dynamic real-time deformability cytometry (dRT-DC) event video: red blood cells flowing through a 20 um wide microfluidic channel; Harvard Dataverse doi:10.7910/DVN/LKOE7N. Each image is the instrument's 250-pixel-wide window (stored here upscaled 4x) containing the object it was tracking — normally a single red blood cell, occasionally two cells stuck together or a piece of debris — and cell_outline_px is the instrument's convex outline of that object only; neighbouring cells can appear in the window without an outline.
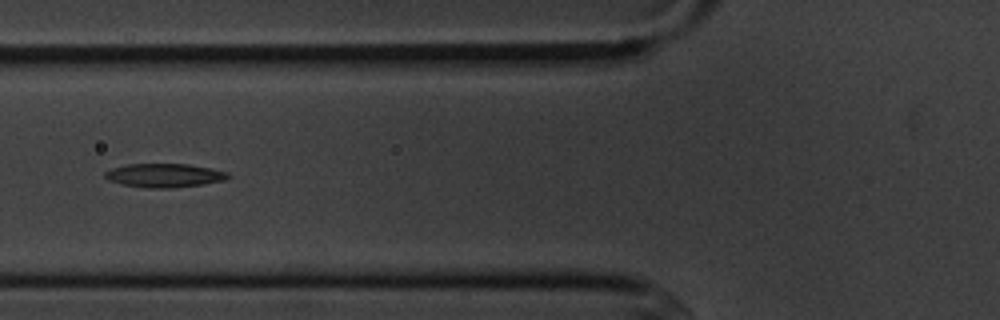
{"species": "common noctule bat (a hibernating species)", "species_latin": "Nyctalus noctula", "temperature_condition": "cold", "stored_images_in_passage": 5, "camera_frame_rate_fps": 3000, "um_per_image_px": 0.085, "animal": {"sex": "male", "body_mass_g": 20.1, "forearm_length_mm": 53.5}, "frame": {"image": 1, "passage_image": 5, "time_ms": 4.667, "image_size_px": [1000, 320], "cell_outline_px": [[232, 176], [224, 180], [204, 184], [172, 188], [148, 188], [124, 184], [108, 180], [104, 176], [104, 172], [112, 168], [128, 164], [188, 164], [212, 168], [228, 172]], "centroid_in_image_um": [14.01, 14.9], "position_along_channel_um": 111.8, "area_um2": 17.05}}